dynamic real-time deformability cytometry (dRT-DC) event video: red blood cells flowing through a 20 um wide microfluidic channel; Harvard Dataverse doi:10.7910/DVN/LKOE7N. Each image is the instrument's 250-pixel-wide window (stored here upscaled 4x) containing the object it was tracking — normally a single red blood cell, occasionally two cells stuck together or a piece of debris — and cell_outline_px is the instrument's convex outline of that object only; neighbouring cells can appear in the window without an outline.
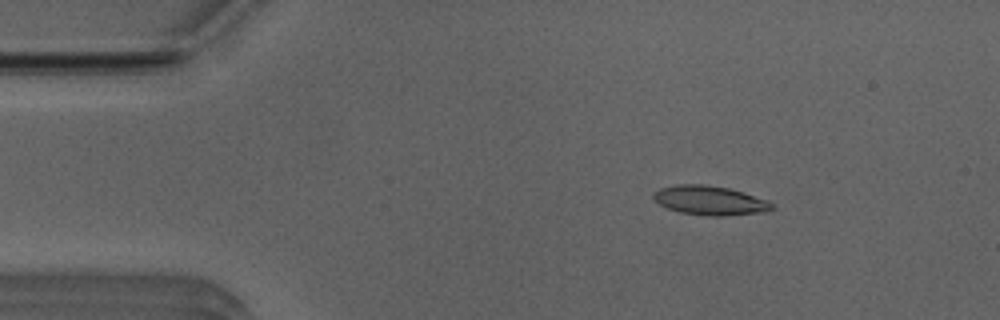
{"species": "Egyptian fruit bat (a non-hibernating species)", "species_latin": "Rousettus aegyptiacus", "temperature_condition": "room temperature", "stored_images_in_passage": 52, "camera_frame_rate_fps": 3000, "um_per_image_px": 0.085, "animal": {"sex": "male"}, "frame": {"image": 1, "passage_image": 8, "time_ms": 2.333, "image_size_px": [1000, 320], "cell_outline_px": [[776, 208], [764, 212], [724, 216], [708, 216], [680, 212], [668, 208], [660, 204], [652, 196], [652, 192], [660, 188], [676, 184], [708, 184], [728, 188], [744, 192], [768, 200]], "centroid_in_image_um": [60.35, 17.03], "position_along_channel_um": 24.6, "area_um2": 20.35}}
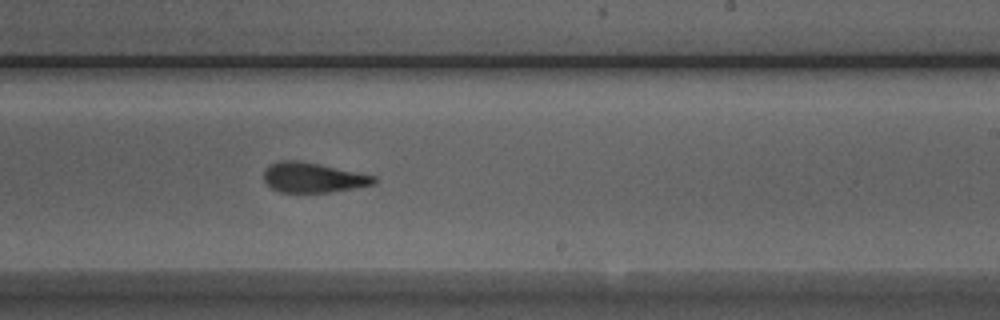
{"frame": {"image": 2, "passage_image": 31, "time_ms": 10.0, "image_size_px": [1000, 320], "cell_outline_px": [[380, 180], [372, 184], [352, 188], [328, 192], [280, 192], [272, 188], [264, 180], [264, 168], [268, 164], [280, 160], [300, 160], [320, 164], [376, 176]], "centroid_in_image_um": [26.58, 15.07], "position_along_channel_um": 262.4, "area_um2": 19.25}}
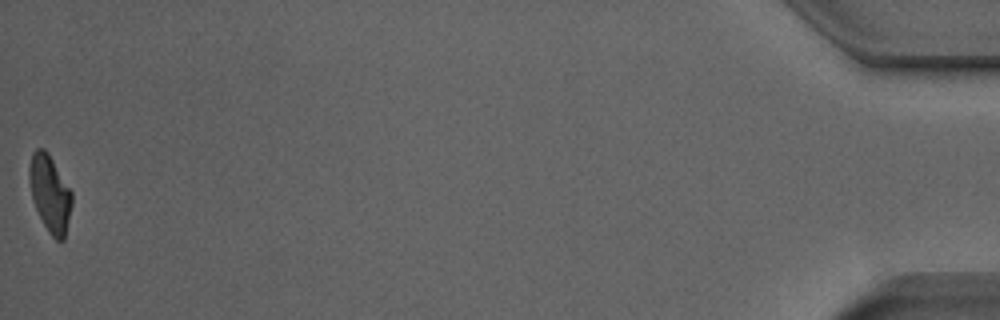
{"frame": {"image": 3, "passage_image": 52, "time_ms": 17.0, "image_size_px": [1000, 320], "cell_outline_px": [[72, 204], [64, 240], [56, 240], [48, 232], [32, 200], [28, 180], [28, 168], [32, 152], [36, 148], [44, 148], [48, 152], [72, 192]], "centroid_in_image_um": [4.22, 16.42], "position_along_channel_um": 431.0, "area_um2": 19.13}, "authors_computed_cell_mechanics": {"area_um2": 19.7965, "velocity_mm_per_s": 3.9248, "shape_relaxation_time_tau1_ms": 4.5133, "shape_relaxation_time_tau2_ms": 1.5831, "deformation_change_tau1": 0.1757, "deformation_change_tau2": 0.1049}}